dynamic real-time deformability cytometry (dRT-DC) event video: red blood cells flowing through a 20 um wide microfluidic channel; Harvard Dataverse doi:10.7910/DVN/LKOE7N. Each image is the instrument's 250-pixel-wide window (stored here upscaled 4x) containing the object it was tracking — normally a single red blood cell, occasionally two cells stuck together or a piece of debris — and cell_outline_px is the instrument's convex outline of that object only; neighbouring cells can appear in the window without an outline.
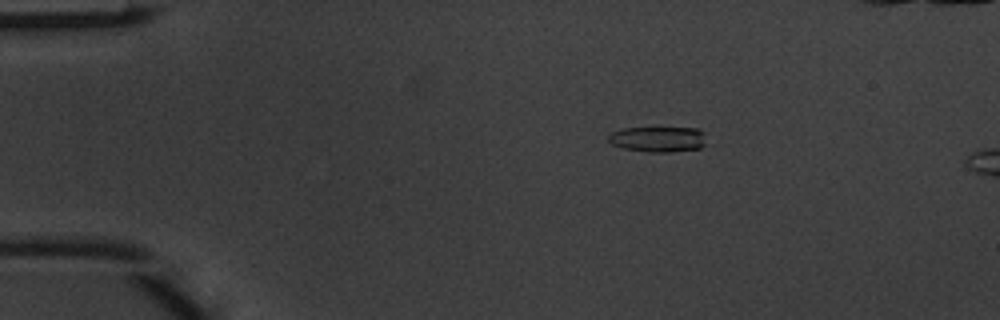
{"species": "common noctule bat (a hibernating species)", "species_latin": "Nyctalus noctula", "temperature_condition": "warm", "stored_images_in_passage": 3, "camera_frame_rate_fps": 3000, "um_per_image_px": 0.085, "animal": {"sex": "male", "body_mass_g": 20.1, "forearm_length_mm": 53.5}, "frame": {"image": 1, "passage_image": 1, "time_ms": 0.0, "image_size_px": [1000, 320], "cell_outline_px": [[704, 144], [700, 148], [668, 152], [648, 152], [624, 148], [612, 144], [608, 140], [608, 136], [612, 132], [620, 128], [656, 124], [696, 128], [704, 132]], "centroid_in_image_um": [55.91, 11.75], "position_along_channel_um": 29.1, "area_um2": 15.55}}